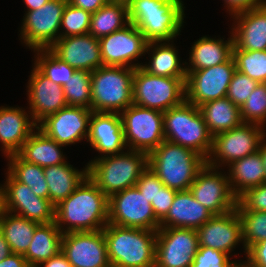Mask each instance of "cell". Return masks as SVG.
<instances>
[{
  "mask_svg": "<svg viewBox=\"0 0 266 267\" xmlns=\"http://www.w3.org/2000/svg\"><path fill=\"white\" fill-rule=\"evenodd\" d=\"M108 217L109 198L88 176L55 206V223L62 234L102 230Z\"/></svg>",
  "mask_w": 266,
  "mask_h": 267,
  "instance_id": "obj_1",
  "label": "cell"
},
{
  "mask_svg": "<svg viewBox=\"0 0 266 267\" xmlns=\"http://www.w3.org/2000/svg\"><path fill=\"white\" fill-rule=\"evenodd\" d=\"M182 0H131L129 23L135 25L146 41H174L184 27L185 6Z\"/></svg>",
  "mask_w": 266,
  "mask_h": 267,
  "instance_id": "obj_2",
  "label": "cell"
},
{
  "mask_svg": "<svg viewBox=\"0 0 266 267\" xmlns=\"http://www.w3.org/2000/svg\"><path fill=\"white\" fill-rule=\"evenodd\" d=\"M103 232L111 267H155L157 231L108 223Z\"/></svg>",
  "mask_w": 266,
  "mask_h": 267,
  "instance_id": "obj_3",
  "label": "cell"
},
{
  "mask_svg": "<svg viewBox=\"0 0 266 267\" xmlns=\"http://www.w3.org/2000/svg\"><path fill=\"white\" fill-rule=\"evenodd\" d=\"M88 177L110 198L129 187L136 186L141 174L148 168V154L125 150L89 160Z\"/></svg>",
  "mask_w": 266,
  "mask_h": 267,
  "instance_id": "obj_4",
  "label": "cell"
},
{
  "mask_svg": "<svg viewBox=\"0 0 266 267\" xmlns=\"http://www.w3.org/2000/svg\"><path fill=\"white\" fill-rule=\"evenodd\" d=\"M206 159L192 149L164 140L148 154V168L176 191L189 190Z\"/></svg>",
  "mask_w": 266,
  "mask_h": 267,
  "instance_id": "obj_5",
  "label": "cell"
},
{
  "mask_svg": "<svg viewBox=\"0 0 266 267\" xmlns=\"http://www.w3.org/2000/svg\"><path fill=\"white\" fill-rule=\"evenodd\" d=\"M165 140L192 149L208 158L213 136L210 134L199 107L184 100L163 112Z\"/></svg>",
  "mask_w": 266,
  "mask_h": 267,
  "instance_id": "obj_6",
  "label": "cell"
},
{
  "mask_svg": "<svg viewBox=\"0 0 266 267\" xmlns=\"http://www.w3.org/2000/svg\"><path fill=\"white\" fill-rule=\"evenodd\" d=\"M134 68L102 66L91 72V110L121 113L133 104Z\"/></svg>",
  "mask_w": 266,
  "mask_h": 267,
  "instance_id": "obj_7",
  "label": "cell"
},
{
  "mask_svg": "<svg viewBox=\"0 0 266 267\" xmlns=\"http://www.w3.org/2000/svg\"><path fill=\"white\" fill-rule=\"evenodd\" d=\"M186 77H164L149 74L142 67L134 69L133 103L165 112L185 100Z\"/></svg>",
  "mask_w": 266,
  "mask_h": 267,
  "instance_id": "obj_8",
  "label": "cell"
},
{
  "mask_svg": "<svg viewBox=\"0 0 266 267\" xmlns=\"http://www.w3.org/2000/svg\"><path fill=\"white\" fill-rule=\"evenodd\" d=\"M120 116L127 149L150 154L165 140L163 112L133 103Z\"/></svg>",
  "mask_w": 266,
  "mask_h": 267,
  "instance_id": "obj_9",
  "label": "cell"
},
{
  "mask_svg": "<svg viewBox=\"0 0 266 267\" xmlns=\"http://www.w3.org/2000/svg\"><path fill=\"white\" fill-rule=\"evenodd\" d=\"M257 124L242 123L240 126L213 136L212 148L206 164L222 169L233 161L259 150L266 130Z\"/></svg>",
  "mask_w": 266,
  "mask_h": 267,
  "instance_id": "obj_10",
  "label": "cell"
},
{
  "mask_svg": "<svg viewBox=\"0 0 266 267\" xmlns=\"http://www.w3.org/2000/svg\"><path fill=\"white\" fill-rule=\"evenodd\" d=\"M68 0H49L39 9L25 11L20 27L22 44L31 50L49 49L60 38V24Z\"/></svg>",
  "mask_w": 266,
  "mask_h": 267,
  "instance_id": "obj_11",
  "label": "cell"
},
{
  "mask_svg": "<svg viewBox=\"0 0 266 267\" xmlns=\"http://www.w3.org/2000/svg\"><path fill=\"white\" fill-rule=\"evenodd\" d=\"M108 223L152 231L160 228V221L156 218L151 203L141 195L136 186L124 189L109 198Z\"/></svg>",
  "mask_w": 266,
  "mask_h": 267,
  "instance_id": "obj_12",
  "label": "cell"
},
{
  "mask_svg": "<svg viewBox=\"0 0 266 267\" xmlns=\"http://www.w3.org/2000/svg\"><path fill=\"white\" fill-rule=\"evenodd\" d=\"M235 71L233 57L213 67L187 71L185 100L199 107L206 102L225 98Z\"/></svg>",
  "mask_w": 266,
  "mask_h": 267,
  "instance_id": "obj_13",
  "label": "cell"
},
{
  "mask_svg": "<svg viewBox=\"0 0 266 267\" xmlns=\"http://www.w3.org/2000/svg\"><path fill=\"white\" fill-rule=\"evenodd\" d=\"M198 247L196 229L160 227L156 232L155 267H191Z\"/></svg>",
  "mask_w": 266,
  "mask_h": 267,
  "instance_id": "obj_14",
  "label": "cell"
},
{
  "mask_svg": "<svg viewBox=\"0 0 266 267\" xmlns=\"http://www.w3.org/2000/svg\"><path fill=\"white\" fill-rule=\"evenodd\" d=\"M227 172L205 164L189 188L193 197L214 215L225 214L237 206Z\"/></svg>",
  "mask_w": 266,
  "mask_h": 267,
  "instance_id": "obj_15",
  "label": "cell"
},
{
  "mask_svg": "<svg viewBox=\"0 0 266 267\" xmlns=\"http://www.w3.org/2000/svg\"><path fill=\"white\" fill-rule=\"evenodd\" d=\"M101 59L104 66L142 67L143 63H135L145 56L148 42L140 30L129 23L123 29L115 31L99 39Z\"/></svg>",
  "mask_w": 266,
  "mask_h": 267,
  "instance_id": "obj_16",
  "label": "cell"
},
{
  "mask_svg": "<svg viewBox=\"0 0 266 267\" xmlns=\"http://www.w3.org/2000/svg\"><path fill=\"white\" fill-rule=\"evenodd\" d=\"M4 185L5 211L22 216L38 224L55 221V205L36 196L31 188L15 180L8 172Z\"/></svg>",
  "mask_w": 266,
  "mask_h": 267,
  "instance_id": "obj_17",
  "label": "cell"
},
{
  "mask_svg": "<svg viewBox=\"0 0 266 267\" xmlns=\"http://www.w3.org/2000/svg\"><path fill=\"white\" fill-rule=\"evenodd\" d=\"M92 112L89 108L67 106L47 116L37 128L60 145H74L82 139L87 141Z\"/></svg>",
  "mask_w": 266,
  "mask_h": 267,
  "instance_id": "obj_18",
  "label": "cell"
},
{
  "mask_svg": "<svg viewBox=\"0 0 266 267\" xmlns=\"http://www.w3.org/2000/svg\"><path fill=\"white\" fill-rule=\"evenodd\" d=\"M61 252L73 267H111L103 229L63 234Z\"/></svg>",
  "mask_w": 266,
  "mask_h": 267,
  "instance_id": "obj_19",
  "label": "cell"
},
{
  "mask_svg": "<svg viewBox=\"0 0 266 267\" xmlns=\"http://www.w3.org/2000/svg\"><path fill=\"white\" fill-rule=\"evenodd\" d=\"M196 232L199 246L210 247L230 256L239 243L243 245L242 223L236 208L225 214L214 215Z\"/></svg>",
  "mask_w": 266,
  "mask_h": 267,
  "instance_id": "obj_20",
  "label": "cell"
},
{
  "mask_svg": "<svg viewBox=\"0 0 266 267\" xmlns=\"http://www.w3.org/2000/svg\"><path fill=\"white\" fill-rule=\"evenodd\" d=\"M49 50L75 70L92 72L104 66L99 39L89 33L60 37Z\"/></svg>",
  "mask_w": 266,
  "mask_h": 267,
  "instance_id": "obj_21",
  "label": "cell"
},
{
  "mask_svg": "<svg viewBox=\"0 0 266 267\" xmlns=\"http://www.w3.org/2000/svg\"><path fill=\"white\" fill-rule=\"evenodd\" d=\"M27 82L29 112L38 125L47 116L67 107L64 88L50 81L34 65Z\"/></svg>",
  "mask_w": 266,
  "mask_h": 267,
  "instance_id": "obj_22",
  "label": "cell"
},
{
  "mask_svg": "<svg viewBox=\"0 0 266 267\" xmlns=\"http://www.w3.org/2000/svg\"><path fill=\"white\" fill-rule=\"evenodd\" d=\"M87 142L100 154L94 159L127 150L120 114L92 112Z\"/></svg>",
  "mask_w": 266,
  "mask_h": 267,
  "instance_id": "obj_23",
  "label": "cell"
},
{
  "mask_svg": "<svg viewBox=\"0 0 266 267\" xmlns=\"http://www.w3.org/2000/svg\"><path fill=\"white\" fill-rule=\"evenodd\" d=\"M37 127L29 110L26 111L19 106H1L0 145L2 147L0 150L2 154L5 157L17 154Z\"/></svg>",
  "mask_w": 266,
  "mask_h": 267,
  "instance_id": "obj_24",
  "label": "cell"
},
{
  "mask_svg": "<svg viewBox=\"0 0 266 267\" xmlns=\"http://www.w3.org/2000/svg\"><path fill=\"white\" fill-rule=\"evenodd\" d=\"M234 45L241 50H266V1L231 16ZM235 25V26H234Z\"/></svg>",
  "mask_w": 266,
  "mask_h": 267,
  "instance_id": "obj_25",
  "label": "cell"
},
{
  "mask_svg": "<svg viewBox=\"0 0 266 267\" xmlns=\"http://www.w3.org/2000/svg\"><path fill=\"white\" fill-rule=\"evenodd\" d=\"M214 216L212 212L192 195L190 190L177 191L166 217L160 227L198 229Z\"/></svg>",
  "mask_w": 266,
  "mask_h": 267,
  "instance_id": "obj_26",
  "label": "cell"
},
{
  "mask_svg": "<svg viewBox=\"0 0 266 267\" xmlns=\"http://www.w3.org/2000/svg\"><path fill=\"white\" fill-rule=\"evenodd\" d=\"M228 40L202 36L194 42L189 53L186 71L202 70L227 62L232 57L234 38L232 31ZM225 40V41H224Z\"/></svg>",
  "mask_w": 266,
  "mask_h": 267,
  "instance_id": "obj_27",
  "label": "cell"
},
{
  "mask_svg": "<svg viewBox=\"0 0 266 267\" xmlns=\"http://www.w3.org/2000/svg\"><path fill=\"white\" fill-rule=\"evenodd\" d=\"M174 41L149 42L145 53L149 62L142 68L151 75L164 77H186V61L181 62Z\"/></svg>",
  "mask_w": 266,
  "mask_h": 267,
  "instance_id": "obj_28",
  "label": "cell"
},
{
  "mask_svg": "<svg viewBox=\"0 0 266 267\" xmlns=\"http://www.w3.org/2000/svg\"><path fill=\"white\" fill-rule=\"evenodd\" d=\"M44 175L48 184L49 200L56 206L69 197L88 176V164L79 170L66 161L60 165L45 167Z\"/></svg>",
  "mask_w": 266,
  "mask_h": 267,
  "instance_id": "obj_29",
  "label": "cell"
},
{
  "mask_svg": "<svg viewBox=\"0 0 266 267\" xmlns=\"http://www.w3.org/2000/svg\"><path fill=\"white\" fill-rule=\"evenodd\" d=\"M227 171L231 190L237 198L247 189L265 182L266 172L259 151L233 161Z\"/></svg>",
  "mask_w": 266,
  "mask_h": 267,
  "instance_id": "obj_30",
  "label": "cell"
},
{
  "mask_svg": "<svg viewBox=\"0 0 266 267\" xmlns=\"http://www.w3.org/2000/svg\"><path fill=\"white\" fill-rule=\"evenodd\" d=\"M62 147L64 148L65 146L47 137L37 128L17 154L27 162L45 168L66 162L67 158L63 154Z\"/></svg>",
  "mask_w": 266,
  "mask_h": 267,
  "instance_id": "obj_31",
  "label": "cell"
},
{
  "mask_svg": "<svg viewBox=\"0 0 266 267\" xmlns=\"http://www.w3.org/2000/svg\"><path fill=\"white\" fill-rule=\"evenodd\" d=\"M199 110L212 136L236 128L243 123L240 108L227 97L206 102L199 106Z\"/></svg>",
  "mask_w": 266,
  "mask_h": 267,
  "instance_id": "obj_32",
  "label": "cell"
},
{
  "mask_svg": "<svg viewBox=\"0 0 266 267\" xmlns=\"http://www.w3.org/2000/svg\"><path fill=\"white\" fill-rule=\"evenodd\" d=\"M62 236L55 221L39 224L34 231L28 250L23 255L26 262L39 265L57 255L61 251Z\"/></svg>",
  "mask_w": 266,
  "mask_h": 267,
  "instance_id": "obj_33",
  "label": "cell"
},
{
  "mask_svg": "<svg viewBox=\"0 0 266 267\" xmlns=\"http://www.w3.org/2000/svg\"><path fill=\"white\" fill-rule=\"evenodd\" d=\"M39 224L22 216L5 211L0 216V231L12 253L24 255Z\"/></svg>",
  "mask_w": 266,
  "mask_h": 267,
  "instance_id": "obj_34",
  "label": "cell"
},
{
  "mask_svg": "<svg viewBox=\"0 0 266 267\" xmlns=\"http://www.w3.org/2000/svg\"><path fill=\"white\" fill-rule=\"evenodd\" d=\"M129 24L128 5L108 2L91 16L89 34L100 39Z\"/></svg>",
  "mask_w": 266,
  "mask_h": 267,
  "instance_id": "obj_35",
  "label": "cell"
},
{
  "mask_svg": "<svg viewBox=\"0 0 266 267\" xmlns=\"http://www.w3.org/2000/svg\"><path fill=\"white\" fill-rule=\"evenodd\" d=\"M7 171L15 180L29 186L39 197L49 199L48 184L44 175V168L23 160L18 154L6 157Z\"/></svg>",
  "mask_w": 266,
  "mask_h": 267,
  "instance_id": "obj_36",
  "label": "cell"
},
{
  "mask_svg": "<svg viewBox=\"0 0 266 267\" xmlns=\"http://www.w3.org/2000/svg\"><path fill=\"white\" fill-rule=\"evenodd\" d=\"M33 65L50 81L64 87L75 72L68 63L57 58L49 49H36Z\"/></svg>",
  "mask_w": 266,
  "mask_h": 267,
  "instance_id": "obj_37",
  "label": "cell"
},
{
  "mask_svg": "<svg viewBox=\"0 0 266 267\" xmlns=\"http://www.w3.org/2000/svg\"><path fill=\"white\" fill-rule=\"evenodd\" d=\"M232 57L236 70L258 83H266V50H241L233 45Z\"/></svg>",
  "mask_w": 266,
  "mask_h": 267,
  "instance_id": "obj_38",
  "label": "cell"
},
{
  "mask_svg": "<svg viewBox=\"0 0 266 267\" xmlns=\"http://www.w3.org/2000/svg\"><path fill=\"white\" fill-rule=\"evenodd\" d=\"M63 88L67 106L91 109V72L75 70Z\"/></svg>",
  "mask_w": 266,
  "mask_h": 267,
  "instance_id": "obj_39",
  "label": "cell"
},
{
  "mask_svg": "<svg viewBox=\"0 0 266 267\" xmlns=\"http://www.w3.org/2000/svg\"><path fill=\"white\" fill-rule=\"evenodd\" d=\"M242 223L243 251L255 243L266 239V212L253 210H237Z\"/></svg>",
  "mask_w": 266,
  "mask_h": 267,
  "instance_id": "obj_40",
  "label": "cell"
},
{
  "mask_svg": "<svg viewBox=\"0 0 266 267\" xmlns=\"http://www.w3.org/2000/svg\"><path fill=\"white\" fill-rule=\"evenodd\" d=\"M243 123L257 124L266 130V83H259L243 106L240 107Z\"/></svg>",
  "mask_w": 266,
  "mask_h": 267,
  "instance_id": "obj_41",
  "label": "cell"
},
{
  "mask_svg": "<svg viewBox=\"0 0 266 267\" xmlns=\"http://www.w3.org/2000/svg\"><path fill=\"white\" fill-rule=\"evenodd\" d=\"M92 14L67 2L60 24V37L87 34Z\"/></svg>",
  "mask_w": 266,
  "mask_h": 267,
  "instance_id": "obj_42",
  "label": "cell"
},
{
  "mask_svg": "<svg viewBox=\"0 0 266 267\" xmlns=\"http://www.w3.org/2000/svg\"><path fill=\"white\" fill-rule=\"evenodd\" d=\"M258 84L257 81L236 70L229 84L226 97L240 108Z\"/></svg>",
  "mask_w": 266,
  "mask_h": 267,
  "instance_id": "obj_43",
  "label": "cell"
},
{
  "mask_svg": "<svg viewBox=\"0 0 266 267\" xmlns=\"http://www.w3.org/2000/svg\"><path fill=\"white\" fill-rule=\"evenodd\" d=\"M231 258L229 254L219 250L199 246L191 267H234L236 264L244 262L241 259L233 261Z\"/></svg>",
  "mask_w": 266,
  "mask_h": 267,
  "instance_id": "obj_44",
  "label": "cell"
},
{
  "mask_svg": "<svg viewBox=\"0 0 266 267\" xmlns=\"http://www.w3.org/2000/svg\"><path fill=\"white\" fill-rule=\"evenodd\" d=\"M236 210L266 212V182L249 188L237 198Z\"/></svg>",
  "mask_w": 266,
  "mask_h": 267,
  "instance_id": "obj_45",
  "label": "cell"
},
{
  "mask_svg": "<svg viewBox=\"0 0 266 267\" xmlns=\"http://www.w3.org/2000/svg\"><path fill=\"white\" fill-rule=\"evenodd\" d=\"M163 186L164 184L150 168H147L136 182V187L141 195H144L150 203L155 202L158 189Z\"/></svg>",
  "mask_w": 266,
  "mask_h": 267,
  "instance_id": "obj_46",
  "label": "cell"
},
{
  "mask_svg": "<svg viewBox=\"0 0 266 267\" xmlns=\"http://www.w3.org/2000/svg\"><path fill=\"white\" fill-rule=\"evenodd\" d=\"M177 191L165 185L158 189L155 202H151L156 218L161 222L170 210Z\"/></svg>",
  "mask_w": 266,
  "mask_h": 267,
  "instance_id": "obj_47",
  "label": "cell"
},
{
  "mask_svg": "<svg viewBox=\"0 0 266 267\" xmlns=\"http://www.w3.org/2000/svg\"><path fill=\"white\" fill-rule=\"evenodd\" d=\"M245 256L247 267H266V239L253 244Z\"/></svg>",
  "mask_w": 266,
  "mask_h": 267,
  "instance_id": "obj_48",
  "label": "cell"
},
{
  "mask_svg": "<svg viewBox=\"0 0 266 267\" xmlns=\"http://www.w3.org/2000/svg\"><path fill=\"white\" fill-rule=\"evenodd\" d=\"M266 0H223L227 13L233 16L236 13L246 11L263 4Z\"/></svg>",
  "mask_w": 266,
  "mask_h": 267,
  "instance_id": "obj_49",
  "label": "cell"
},
{
  "mask_svg": "<svg viewBox=\"0 0 266 267\" xmlns=\"http://www.w3.org/2000/svg\"><path fill=\"white\" fill-rule=\"evenodd\" d=\"M68 3L74 7L83 9L91 14L96 12L98 9L105 6L107 0H68Z\"/></svg>",
  "mask_w": 266,
  "mask_h": 267,
  "instance_id": "obj_50",
  "label": "cell"
},
{
  "mask_svg": "<svg viewBox=\"0 0 266 267\" xmlns=\"http://www.w3.org/2000/svg\"><path fill=\"white\" fill-rule=\"evenodd\" d=\"M38 267H73L60 251L57 255L49 258L46 261L41 262Z\"/></svg>",
  "mask_w": 266,
  "mask_h": 267,
  "instance_id": "obj_51",
  "label": "cell"
},
{
  "mask_svg": "<svg viewBox=\"0 0 266 267\" xmlns=\"http://www.w3.org/2000/svg\"><path fill=\"white\" fill-rule=\"evenodd\" d=\"M26 263L22 254L11 253L0 262V267H23Z\"/></svg>",
  "mask_w": 266,
  "mask_h": 267,
  "instance_id": "obj_52",
  "label": "cell"
},
{
  "mask_svg": "<svg viewBox=\"0 0 266 267\" xmlns=\"http://www.w3.org/2000/svg\"><path fill=\"white\" fill-rule=\"evenodd\" d=\"M9 244L5 240L2 232L0 231V262L11 254Z\"/></svg>",
  "mask_w": 266,
  "mask_h": 267,
  "instance_id": "obj_53",
  "label": "cell"
},
{
  "mask_svg": "<svg viewBox=\"0 0 266 267\" xmlns=\"http://www.w3.org/2000/svg\"><path fill=\"white\" fill-rule=\"evenodd\" d=\"M49 0H23L26 5V11H33L42 7Z\"/></svg>",
  "mask_w": 266,
  "mask_h": 267,
  "instance_id": "obj_54",
  "label": "cell"
},
{
  "mask_svg": "<svg viewBox=\"0 0 266 267\" xmlns=\"http://www.w3.org/2000/svg\"><path fill=\"white\" fill-rule=\"evenodd\" d=\"M258 151L260 152V155L262 157L263 166L266 172V137L261 141ZM265 182H266V173H265Z\"/></svg>",
  "mask_w": 266,
  "mask_h": 267,
  "instance_id": "obj_55",
  "label": "cell"
},
{
  "mask_svg": "<svg viewBox=\"0 0 266 267\" xmlns=\"http://www.w3.org/2000/svg\"><path fill=\"white\" fill-rule=\"evenodd\" d=\"M5 212L4 207V185L0 183V216Z\"/></svg>",
  "mask_w": 266,
  "mask_h": 267,
  "instance_id": "obj_56",
  "label": "cell"
},
{
  "mask_svg": "<svg viewBox=\"0 0 266 267\" xmlns=\"http://www.w3.org/2000/svg\"><path fill=\"white\" fill-rule=\"evenodd\" d=\"M108 2H114V3H125L129 4L131 0H107Z\"/></svg>",
  "mask_w": 266,
  "mask_h": 267,
  "instance_id": "obj_57",
  "label": "cell"
},
{
  "mask_svg": "<svg viewBox=\"0 0 266 267\" xmlns=\"http://www.w3.org/2000/svg\"><path fill=\"white\" fill-rule=\"evenodd\" d=\"M234 267H247V265L244 262H240L236 264Z\"/></svg>",
  "mask_w": 266,
  "mask_h": 267,
  "instance_id": "obj_58",
  "label": "cell"
},
{
  "mask_svg": "<svg viewBox=\"0 0 266 267\" xmlns=\"http://www.w3.org/2000/svg\"><path fill=\"white\" fill-rule=\"evenodd\" d=\"M23 267H38V265L26 263Z\"/></svg>",
  "mask_w": 266,
  "mask_h": 267,
  "instance_id": "obj_59",
  "label": "cell"
}]
</instances>
